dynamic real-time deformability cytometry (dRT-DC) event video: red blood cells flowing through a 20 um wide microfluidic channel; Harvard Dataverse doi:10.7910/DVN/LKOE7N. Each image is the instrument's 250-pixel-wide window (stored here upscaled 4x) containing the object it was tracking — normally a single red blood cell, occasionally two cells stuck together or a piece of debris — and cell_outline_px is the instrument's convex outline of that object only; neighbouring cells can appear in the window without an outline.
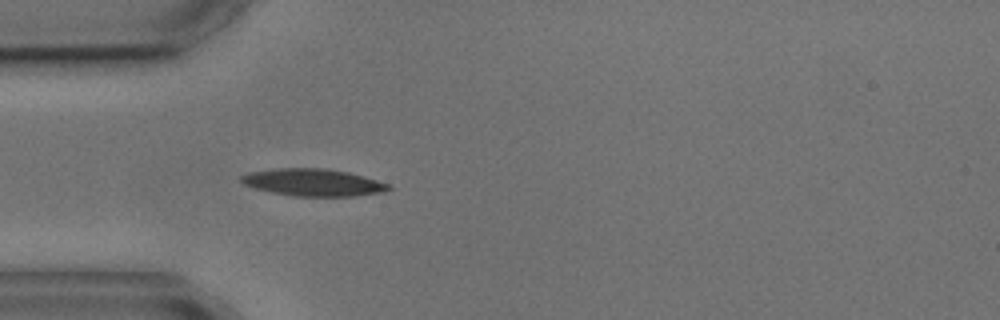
{"species": "common noctule bat (a hibernating species)", "species_latin": "Nyctalus noctula", "temperature_condition": "cold", "stored_images_in_passage": 1, "camera_frame_rate_fps": 3000, "um_per_image_px": 0.085, "animal": {"sex": "male", "body_mass_g": 17.9, "forearm_length_mm": 54.2}, "frame": {"image": 1, "passage_image": 1, "time_ms": 0.0, "image_size_px": [1000, 320], "cell_outline_px": [[392, 188], [384, 192], [356, 196], [292, 196], [272, 192], [256, 188], [244, 184], [240, 180], [240, 176], [248, 172], [276, 168], [328, 168], [348, 172], [364, 176], [388, 184]], "centroid_in_image_um": [26.62, 15.5], "position_along_channel_um": 58.4, "area_um2": 23.41}}